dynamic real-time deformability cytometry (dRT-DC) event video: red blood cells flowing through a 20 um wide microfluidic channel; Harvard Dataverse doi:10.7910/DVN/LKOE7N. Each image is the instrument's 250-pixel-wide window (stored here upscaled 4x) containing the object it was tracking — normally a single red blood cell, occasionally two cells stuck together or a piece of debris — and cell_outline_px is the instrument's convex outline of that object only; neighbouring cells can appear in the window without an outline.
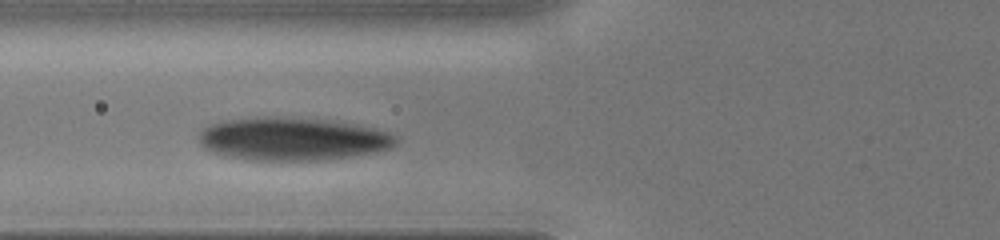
{"species": "human", "species_latin": "Homo sapiens", "temperature_condition": "cold", "stored_images_in_passage": 18, "camera_frame_rate_fps": 3000, "um_per_image_px": 0.085, "donor": {"sex": "male"}, "frame": {"image": 1, "passage_image": 5, "time_ms": 3.0, "image_size_px": [1000, 240], "cell_outline_px": [[396, 144], [392, 148], [376, 152], [328, 160], [248, 160], [224, 156], [212, 152], [204, 148], [200, 144], [200, 132], [208, 124], [224, 120], [264, 116], [288, 116], [332, 120], [356, 124], [388, 132], [396, 136]], "centroid_in_image_um": [24.85, 11.8], "position_along_channel_um": 100.9, "area_um2": 50.05}}
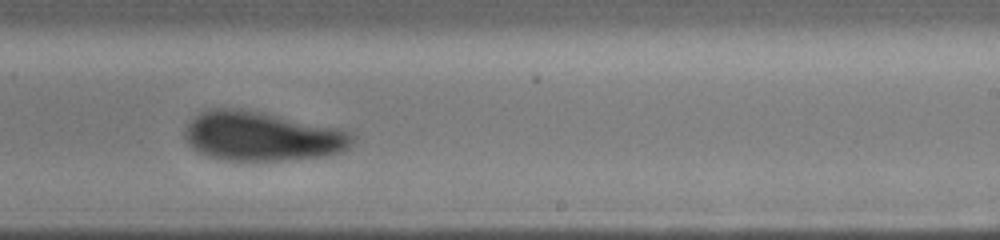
{"frame": {"image": 2, "passage_image": 12, "time_ms": 6.667, "image_size_px": [1000, 240], "cell_outline_px": [[356, 140], [348, 148], [340, 152], [328, 156], [284, 160], [224, 160], [208, 156], [192, 148], [184, 140], [184, 128], [200, 112], [216, 108], [236, 108], [260, 112], [340, 128], [352, 132], [356, 136]], "centroid_in_image_um": [22.3, 11.59], "position_along_channel_um": 266.7, "area_um2": 48.32}}
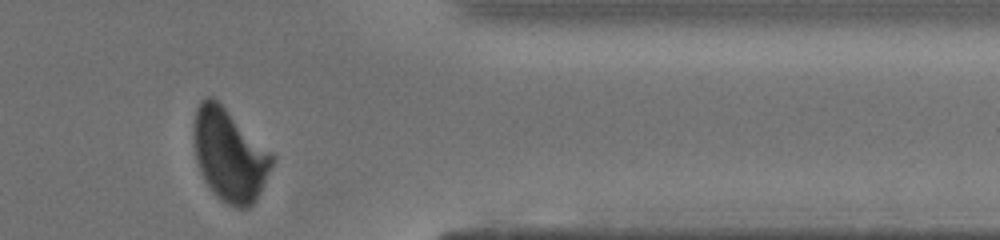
{"frame": {"image": 3, "passage_image": 18, "time_ms": 9.667, "image_size_px": [1000, 240], "cell_outline_px": [[276, 156], [264, 184], [260, 192], [252, 204], [248, 208], [236, 208], [220, 200], [212, 192], [204, 180], [200, 172], [196, 160], [192, 140], [192, 124], [196, 108], [200, 100], [208, 96], [212, 96], [272, 152]], "centroid_in_image_um": [19.47, 13.17], "position_along_channel_um": 391.9, "area_um2": 42.48}}